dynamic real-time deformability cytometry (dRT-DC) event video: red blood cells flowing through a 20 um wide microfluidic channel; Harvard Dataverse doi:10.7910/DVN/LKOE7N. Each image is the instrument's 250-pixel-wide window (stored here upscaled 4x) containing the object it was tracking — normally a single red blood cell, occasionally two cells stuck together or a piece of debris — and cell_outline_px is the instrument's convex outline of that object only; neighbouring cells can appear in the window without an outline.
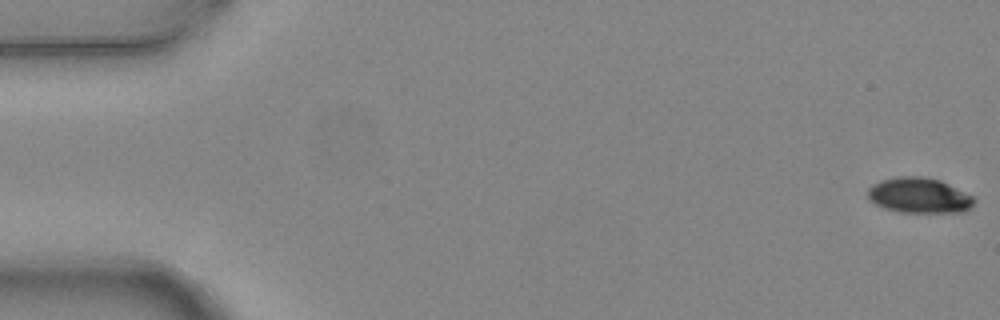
{"species": "common noctule bat (a hibernating species)", "species_latin": "Nyctalus noctula", "temperature_condition": "warm", "stored_images_in_passage": 7, "camera_frame_rate_fps": 3000, "um_per_image_px": 0.085, "animal": {"sex": "female", "body_mass_g": 24.6, "forearm_length_mm": 56.2}, "frame": {"image": 1, "passage_image": 1, "time_ms": 0.0, "image_size_px": [1000, 320], "cell_outline_px": [[976, 200], [964, 212], [900, 212], [884, 208], [868, 200], [868, 188], [872, 184], [880, 180], [900, 176], [920, 176], [940, 180], [972, 196]], "centroid_in_image_um": [78.08, 16.61], "position_along_channel_um": 6.9, "area_um2": 21.79}}
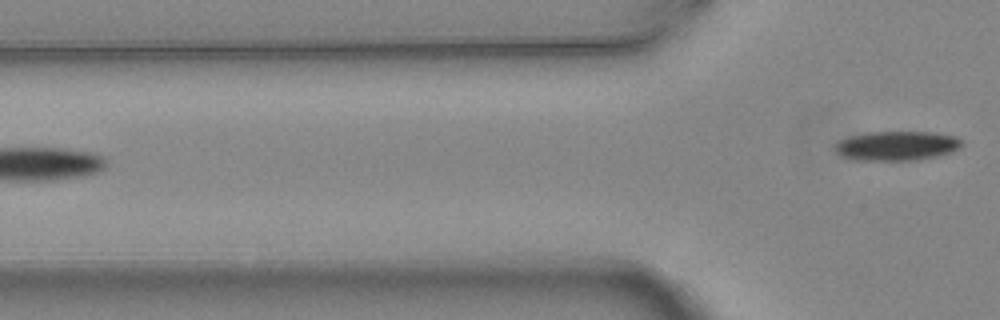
{"frame": {"image": 2, "passage_image": 7, "time_ms": 2.0, "image_size_px": [1000, 320], "cell_outline_px": [[964, 144], [960, 148], [952, 152], [936, 156], [912, 160], [856, 160], [840, 156], [832, 148], [840, 140], [848, 136], [864, 132], [932, 132], [956, 136]], "centroid_in_image_um": [76.19, 12.39], "position_along_channel_um": 49.6, "area_um2": 21.91}}